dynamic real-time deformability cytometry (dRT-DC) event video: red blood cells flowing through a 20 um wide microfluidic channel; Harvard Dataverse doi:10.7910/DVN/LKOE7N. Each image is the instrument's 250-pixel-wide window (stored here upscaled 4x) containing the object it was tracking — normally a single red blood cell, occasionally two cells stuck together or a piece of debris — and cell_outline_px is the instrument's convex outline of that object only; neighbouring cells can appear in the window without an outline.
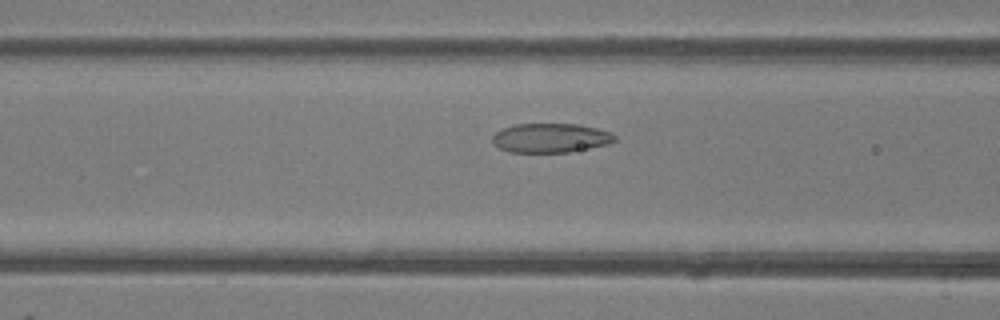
{"species": "common noctule bat (a hibernating species)", "species_latin": "Nyctalus noctula", "temperature_condition": "room temperature", "stored_images_in_passage": 32, "camera_frame_rate_fps": 3000, "um_per_image_px": 0.085, "animal": {"sex": "female"}, "frame": {"image": 1, "passage_image": 7, "time_ms": 2.0, "image_size_px": [1000, 320], "cell_outline_px": [[616, 140], [608, 144], [568, 152], [508, 152], [500, 148], [492, 140], [492, 136], [496, 132], [504, 128], [516, 124], [580, 124], [612, 132], [616, 136]], "centroid_in_image_um": [46.83, 11.72], "position_along_channel_um": 119.8, "area_um2": 20.75}}
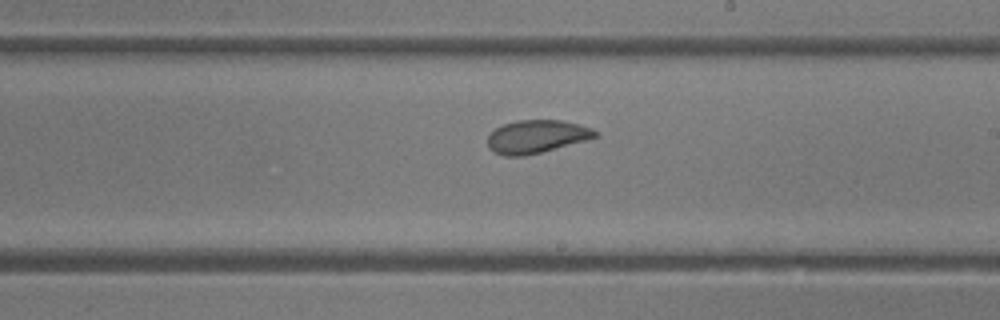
{"frame": {"image": 2, "passage_image": 16, "time_ms": 5.0, "image_size_px": [1000, 320], "cell_outline_px": [[596, 136], [588, 140], [524, 156], [504, 156], [492, 152], [488, 148], [488, 136], [496, 128], [504, 124], [516, 120], [560, 120], [592, 128], [596, 132]], "centroid_in_image_um": [45.57, 11.62], "position_along_channel_um": 243.4, "area_um2": 20.58}}
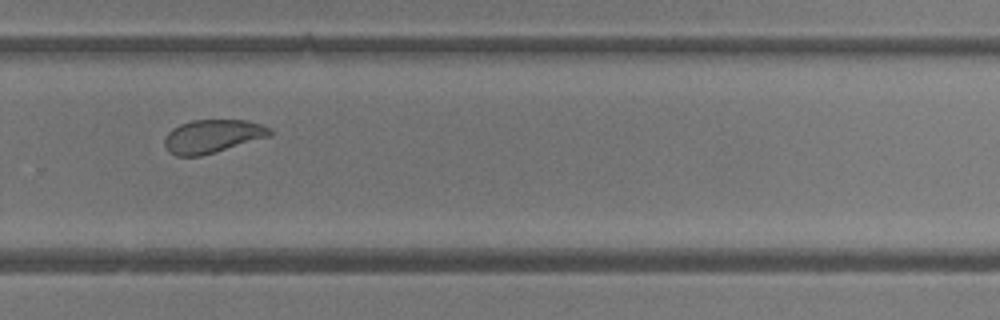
{"frame": {"image": 3, "passage_image": 21, "time_ms": 6.667, "image_size_px": [1000, 320], "cell_outline_px": [[272, 136], [200, 156], [176, 156], [168, 152], [164, 144], [164, 140], [168, 132], [172, 128], [180, 124], [192, 120], [248, 120], [260, 124], [268, 128], [272, 132]], "centroid_in_image_um": [18.04, 11.58], "position_along_channel_um": 311.8, "area_um2": 20.46}, "authors_computed_cell_mechanics": {"area_um2": 21.0392, "velocity_mm_per_s": 4.114, "shape_relaxation_time_tau1_ms": 2.7393, "shape_relaxation_time_tau2_ms": 1.5189, "deformation_change_tau1": 0.103, "deformation_change_tau2": 0.0658}}